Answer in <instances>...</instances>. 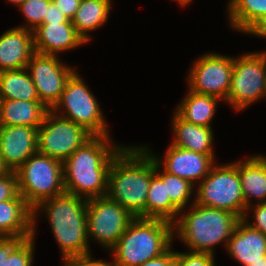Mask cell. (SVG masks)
I'll return each instance as SVG.
<instances>
[{
	"mask_svg": "<svg viewBox=\"0 0 266 266\" xmlns=\"http://www.w3.org/2000/svg\"><path fill=\"white\" fill-rule=\"evenodd\" d=\"M125 147L109 135H93L63 162L65 192L85 199L106 196L110 166Z\"/></svg>",
	"mask_w": 266,
	"mask_h": 266,
	"instance_id": "obj_1",
	"label": "cell"
},
{
	"mask_svg": "<svg viewBox=\"0 0 266 266\" xmlns=\"http://www.w3.org/2000/svg\"><path fill=\"white\" fill-rule=\"evenodd\" d=\"M147 146H126L114 159L108 174L107 196L135 218L146 219V200L155 171Z\"/></svg>",
	"mask_w": 266,
	"mask_h": 266,
	"instance_id": "obj_2",
	"label": "cell"
},
{
	"mask_svg": "<svg viewBox=\"0 0 266 266\" xmlns=\"http://www.w3.org/2000/svg\"><path fill=\"white\" fill-rule=\"evenodd\" d=\"M87 204L88 199L64 192L44 200L33 209V237L38 210H43L62 253L63 265L92 256L87 231Z\"/></svg>",
	"mask_w": 266,
	"mask_h": 266,
	"instance_id": "obj_3",
	"label": "cell"
},
{
	"mask_svg": "<svg viewBox=\"0 0 266 266\" xmlns=\"http://www.w3.org/2000/svg\"><path fill=\"white\" fill-rule=\"evenodd\" d=\"M191 204V211L183 213L173 223V235H177L190 251L215 255L214 246L222 242L226 249L241 219L223 209L208 208L193 201Z\"/></svg>",
	"mask_w": 266,
	"mask_h": 266,
	"instance_id": "obj_4",
	"label": "cell"
},
{
	"mask_svg": "<svg viewBox=\"0 0 266 266\" xmlns=\"http://www.w3.org/2000/svg\"><path fill=\"white\" fill-rule=\"evenodd\" d=\"M173 224L160 219L135 218L109 250L116 266H139L165 253L174 239Z\"/></svg>",
	"mask_w": 266,
	"mask_h": 266,
	"instance_id": "obj_5",
	"label": "cell"
},
{
	"mask_svg": "<svg viewBox=\"0 0 266 266\" xmlns=\"http://www.w3.org/2000/svg\"><path fill=\"white\" fill-rule=\"evenodd\" d=\"M15 172L19 194L32 210L44 200L65 192L63 163L38 151Z\"/></svg>",
	"mask_w": 266,
	"mask_h": 266,
	"instance_id": "obj_6",
	"label": "cell"
},
{
	"mask_svg": "<svg viewBox=\"0 0 266 266\" xmlns=\"http://www.w3.org/2000/svg\"><path fill=\"white\" fill-rule=\"evenodd\" d=\"M194 202L214 209H223L243 218L246 204L242 193L238 162L216 163L197 185Z\"/></svg>",
	"mask_w": 266,
	"mask_h": 266,
	"instance_id": "obj_7",
	"label": "cell"
},
{
	"mask_svg": "<svg viewBox=\"0 0 266 266\" xmlns=\"http://www.w3.org/2000/svg\"><path fill=\"white\" fill-rule=\"evenodd\" d=\"M80 76L76 70L72 73L66 81L61 98L51 110L81 125L92 135H109L98 101Z\"/></svg>",
	"mask_w": 266,
	"mask_h": 266,
	"instance_id": "obj_8",
	"label": "cell"
},
{
	"mask_svg": "<svg viewBox=\"0 0 266 266\" xmlns=\"http://www.w3.org/2000/svg\"><path fill=\"white\" fill-rule=\"evenodd\" d=\"M266 93V51L233 57V72L226 104L242 111L264 98Z\"/></svg>",
	"mask_w": 266,
	"mask_h": 266,
	"instance_id": "obj_9",
	"label": "cell"
},
{
	"mask_svg": "<svg viewBox=\"0 0 266 266\" xmlns=\"http://www.w3.org/2000/svg\"><path fill=\"white\" fill-rule=\"evenodd\" d=\"M92 136L81 125L49 110L37 130V151L63 163Z\"/></svg>",
	"mask_w": 266,
	"mask_h": 266,
	"instance_id": "obj_10",
	"label": "cell"
},
{
	"mask_svg": "<svg viewBox=\"0 0 266 266\" xmlns=\"http://www.w3.org/2000/svg\"><path fill=\"white\" fill-rule=\"evenodd\" d=\"M134 219L135 216L107 195L88 199V239L94 238L107 250L118 242Z\"/></svg>",
	"mask_w": 266,
	"mask_h": 266,
	"instance_id": "obj_11",
	"label": "cell"
},
{
	"mask_svg": "<svg viewBox=\"0 0 266 266\" xmlns=\"http://www.w3.org/2000/svg\"><path fill=\"white\" fill-rule=\"evenodd\" d=\"M188 74L189 90L211 95L226 102L233 72V57L219 53H205L194 61Z\"/></svg>",
	"mask_w": 266,
	"mask_h": 266,
	"instance_id": "obj_12",
	"label": "cell"
},
{
	"mask_svg": "<svg viewBox=\"0 0 266 266\" xmlns=\"http://www.w3.org/2000/svg\"><path fill=\"white\" fill-rule=\"evenodd\" d=\"M40 102L51 110L61 98L66 81L76 70L56 55L34 53L27 64Z\"/></svg>",
	"mask_w": 266,
	"mask_h": 266,
	"instance_id": "obj_13",
	"label": "cell"
},
{
	"mask_svg": "<svg viewBox=\"0 0 266 266\" xmlns=\"http://www.w3.org/2000/svg\"><path fill=\"white\" fill-rule=\"evenodd\" d=\"M150 154L164 171L184 178L193 185L196 181L199 184V181L201 182L209 174L215 164V156L189 151L172 144L168 146L163 159L154 153Z\"/></svg>",
	"mask_w": 266,
	"mask_h": 266,
	"instance_id": "obj_14",
	"label": "cell"
},
{
	"mask_svg": "<svg viewBox=\"0 0 266 266\" xmlns=\"http://www.w3.org/2000/svg\"><path fill=\"white\" fill-rule=\"evenodd\" d=\"M37 130L20 125L0 127V157L7 170H17L37 152Z\"/></svg>",
	"mask_w": 266,
	"mask_h": 266,
	"instance_id": "obj_15",
	"label": "cell"
},
{
	"mask_svg": "<svg viewBox=\"0 0 266 266\" xmlns=\"http://www.w3.org/2000/svg\"><path fill=\"white\" fill-rule=\"evenodd\" d=\"M36 53L59 56L86 44L72 23H43L33 31Z\"/></svg>",
	"mask_w": 266,
	"mask_h": 266,
	"instance_id": "obj_16",
	"label": "cell"
},
{
	"mask_svg": "<svg viewBox=\"0 0 266 266\" xmlns=\"http://www.w3.org/2000/svg\"><path fill=\"white\" fill-rule=\"evenodd\" d=\"M35 53L33 31L14 27L0 36V71L27 68Z\"/></svg>",
	"mask_w": 266,
	"mask_h": 266,
	"instance_id": "obj_17",
	"label": "cell"
},
{
	"mask_svg": "<svg viewBox=\"0 0 266 266\" xmlns=\"http://www.w3.org/2000/svg\"><path fill=\"white\" fill-rule=\"evenodd\" d=\"M226 250L235 261L242 266H248L250 262L266 255V235L241 219L228 241Z\"/></svg>",
	"mask_w": 266,
	"mask_h": 266,
	"instance_id": "obj_18",
	"label": "cell"
},
{
	"mask_svg": "<svg viewBox=\"0 0 266 266\" xmlns=\"http://www.w3.org/2000/svg\"><path fill=\"white\" fill-rule=\"evenodd\" d=\"M33 236V210L19 194L0 202V237L26 239Z\"/></svg>",
	"mask_w": 266,
	"mask_h": 266,
	"instance_id": "obj_19",
	"label": "cell"
},
{
	"mask_svg": "<svg viewBox=\"0 0 266 266\" xmlns=\"http://www.w3.org/2000/svg\"><path fill=\"white\" fill-rule=\"evenodd\" d=\"M172 145L189 151L215 156L212 127L198 126L183 120L176 112L172 118Z\"/></svg>",
	"mask_w": 266,
	"mask_h": 266,
	"instance_id": "obj_20",
	"label": "cell"
},
{
	"mask_svg": "<svg viewBox=\"0 0 266 266\" xmlns=\"http://www.w3.org/2000/svg\"><path fill=\"white\" fill-rule=\"evenodd\" d=\"M179 213L180 210L167 195L166 171L162 170L155 161V171L152 174L146 200V219H160L173 224Z\"/></svg>",
	"mask_w": 266,
	"mask_h": 266,
	"instance_id": "obj_21",
	"label": "cell"
},
{
	"mask_svg": "<svg viewBox=\"0 0 266 266\" xmlns=\"http://www.w3.org/2000/svg\"><path fill=\"white\" fill-rule=\"evenodd\" d=\"M238 172L246 208L252 198L257 203H266V156L260 154L238 161Z\"/></svg>",
	"mask_w": 266,
	"mask_h": 266,
	"instance_id": "obj_22",
	"label": "cell"
},
{
	"mask_svg": "<svg viewBox=\"0 0 266 266\" xmlns=\"http://www.w3.org/2000/svg\"><path fill=\"white\" fill-rule=\"evenodd\" d=\"M49 109L40 101L0 99V126L39 128Z\"/></svg>",
	"mask_w": 266,
	"mask_h": 266,
	"instance_id": "obj_23",
	"label": "cell"
},
{
	"mask_svg": "<svg viewBox=\"0 0 266 266\" xmlns=\"http://www.w3.org/2000/svg\"><path fill=\"white\" fill-rule=\"evenodd\" d=\"M230 27L253 35L266 22V0H229Z\"/></svg>",
	"mask_w": 266,
	"mask_h": 266,
	"instance_id": "obj_24",
	"label": "cell"
},
{
	"mask_svg": "<svg viewBox=\"0 0 266 266\" xmlns=\"http://www.w3.org/2000/svg\"><path fill=\"white\" fill-rule=\"evenodd\" d=\"M111 6V0H81L72 24L85 43L91 39L89 32L96 31L108 21Z\"/></svg>",
	"mask_w": 266,
	"mask_h": 266,
	"instance_id": "obj_25",
	"label": "cell"
},
{
	"mask_svg": "<svg viewBox=\"0 0 266 266\" xmlns=\"http://www.w3.org/2000/svg\"><path fill=\"white\" fill-rule=\"evenodd\" d=\"M217 100L220 99L211 95L198 94L188 89L175 112L186 122L211 127L217 109Z\"/></svg>",
	"mask_w": 266,
	"mask_h": 266,
	"instance_id": "obj_26",
	"label": "cell"
},
{
	"mask_svg": "<svg viewBox=\"0 0 266 266\" xmlns=\"http://www.w3.org/2000/svg\"><path fill=\"white\" fill-rule=\"evenodd\" d=\"M0 99L40 101L27 68L0 71Z\"/></svg>",
	"mask_w": 266,
	"mask_h": 266,
	"instance_id": "obj_27",
	"label": "cell"
},
{
	"mask_svg": "<svg viewBox=\"0 0 266 266\" xmlns=\"http://www.w3.org/2000/svg\"><path fill=\"white\" fill-rule=\"evenodd\" d=\"M194 185L181 177L172 175L166 172V190L171 202L180 210V215L183 210H187L189 200L194 192Z\"/></svg>",
	"mask_w": 266,
	"mask_h": 266,
	"instance_id": "obj_28",
	"label": "cell"
},
{
	"mask_svg": "<svg viewBox=\"0 0 266 266\" xmlns=\"http://www.w3.org/2000/svg\"><path fill=\"white\" fill-rule=\"evenodd\" d=\"M51 0H25L18 6L25 17L26 25L17 26L34 31L39 25L43 24V19L47 12V7Z\"/></svg>",
	"mask_w": 266,
	"mask_h": 266,
	"instance_id": "obj_29",
	"label": "cell"
},
{
	"mask_svg": "<svg viewBox=\"0 0 266 266\" xmlns=\"http://www.w3.org/2000/svg\"><path fill=\"white\" fill-rule=\"evenodd\" d=\"M34 237L23 239L8 255L5 266H32L35 246Z\"/></svg>",
	"mask_w": 266,
	"mask_h": 266,
	"instance_id": "obj_30",
	"label": "cell"
},
{
	"mask_svg": "<svg viewBox=\"0 0 266 266\" xmlns=\"http://www.w3.org/2000/svg\"><path fill=\"white\" fill-rule=\"evenodd\" d=\"M175 266H215L214 255L205 252H175Z\"/></svg>",
	"mask_w": 266,
	"mask_h": 266,
	"instance_id": "obj_31",
	"label": "cell"
},
{
	"mask_svg": "<svg viewBox=\"0 0 266 266\" xmlns=\"http://www.w3.org/2000/svg\"><path fill=\"white\" fill-rule=\"evenodd\" d=\"M19 195L18 178L15 171L8 170L0 175V202L11 200Z\"/></svg>",
	"mask_w": 266,
	"mask_h": 266,
	"instance_id": "obj_32",
	"label": "cell"
},
{
	"mask_svg": "<svg viewBox=\"0 0 266 266\" xmlns=\"http://www.w3.org/2000/svg\"><path fill=\"white\" fill-rule=\"evenodd\" d=\"M254 207V208H253ZM251 208V209H250ZM249 210L253 212L254 220L253 222H248V213ZM245 223H247L250 227H252L255 230L260 231L264 235H266V203H256L253 205V203L246 208L245 214L242 218Z\"/></svg>",
	"mask_w": 266,
	"mask_h": 266,
	"instance_id": "obj_33",
	"label": "cell"
},
{
	"mask_svg": "<svg viewBox=\"0 0 266 266\" xmlns=\"http://www.w3.org/2000/svg\"><path fill=\"white\" fill-rule=\"evenodd\" d=\"M43 23H72V21L51 0Z\"/></svg>",
	"mask_w": 266,
	"mask_h": 266,
	"instance_id": "obj_34",
	"label": "cell"
},
{
	"mask_svg": "<svg viewBox=\"0 0 266 266\" xmlns=\"http://www.w3.org/2000/svg\"><path fill=\"white\" fill-rule=\"evenodd\" d=\"M16 237H0V266H5L9 253L22 241Z\"/></svg>",
	"mask_w": 266,
	"mask_h": 266,
	"instance_id": "obj_35",
	"label": "cell"
},
{
	"mask_svg": "<svg viewBox=\"0 0 266 266\" xmlns=\"http://www.w3.org/2000/svg\"><path fill=\"white\" fill-rule=\"evenodd\" d=\"M172 246L161 256L148 260L139 266H175V252Z\"/></svg>",
	"mask_w": 266,
	"mask_h": 266,
	"instance_id": "obj_36",
	"label": "cell"
},
{
	"mask_svg": "<svg viewBox=\"0 0 266 266\" xmlns=\"http://www.w3.org/2000/svg\"><path fill=\"white\" fill-rule=\"evenodd\" d=\"M54 4L72 21L80 6L81 0H52Z\"/></svg>",
	"mask_w": 266,
	"mask_h": 266,
	"instance_id": "obj_37",
	"label": "cell"
},
{
	"mask_svg": "<svg viewBox=\"0 0 266 266\" xmlns=\"http://www.w3.org/2000/svg\"><path fill=\"white\" fill-rule=\"evenodd\" d=\"M67 266H116L113 262H107L104 260H95L92 256L88 258L78 259L70 261Z\"/></svg>",
	"mask_w": 266,
	"mask_h": 266,
	"instance_id": "obj_38",
	"label": "cell"
},
{
	"mask_svg": "<svg viewBox=\"0 0 266 266\" xmlns=\"http://www.w3.org/2000/svg\"><path fill=\"white\" fill-rule=\"evenodd\" d=\"M253 35L266 38V22Z\"/></svg>",
	"mask_w": 266,
	"mask_h": 266,
	"instance_id": "obj_39",
	"label": "cell"
},
{
	"mask_svg": "<svg viewBox=\"0 0 266 266\" xmlns=\"http://www.w3.org/2000/svg\"><path fill=\"white\" fill-rule=\"evenodd\" d=\"M248 266H266V255L260 257L259 260H256L254 262H250Z\"/></svg>",
	"mask_w": 266,
	"mask_h": 266,
	"instance_id": "obj_40",
	"label": "cell"
},
{
	"mask_svg": "<svg viewBox=\"0 0 266 266\" xmlns=\"http://www.w3.org/2000/svg\"><path fill=\"white\" fill-rule=\"evenodd\" d=\"M175 1H177L183 7L189 5L192 2V0H175Z\"/></svg>",
	"mask_w": 266,
	"mask_h": 266,
	"instance_id": "obj_41",
	"label": "cell"
},
{
	"mask_svg": "<svg viewBox=\"0 0 266 266\" xmlns=\"http://www.w3.org/2000/svg\"><path fill=\"white\" fill-rule=\"evenodd\" d=\"M8 171L6 167L3 165L1 157H0V175L3 174L4 172Z\"/></svg>",
	"mask_w": 266,
	"mask_h": 266,
	"instance_id": "obj_42",
	"label": "cell"
},
{
	"mask_svg": "<svg viewBox=\"0 0 266 266\" xmlns=\"http://www.w3.org/2000/svg\"><path fill=\"white\" fill-rule=\"evenodd\" d=\"M10 3H13L14 5H21L25 0H8Z\"/></svg>",
	"mask_w": 266,
	"mask_h": 266,
	"instance_id": "obj_43",
	"label": "cell"
}]
</instances>
